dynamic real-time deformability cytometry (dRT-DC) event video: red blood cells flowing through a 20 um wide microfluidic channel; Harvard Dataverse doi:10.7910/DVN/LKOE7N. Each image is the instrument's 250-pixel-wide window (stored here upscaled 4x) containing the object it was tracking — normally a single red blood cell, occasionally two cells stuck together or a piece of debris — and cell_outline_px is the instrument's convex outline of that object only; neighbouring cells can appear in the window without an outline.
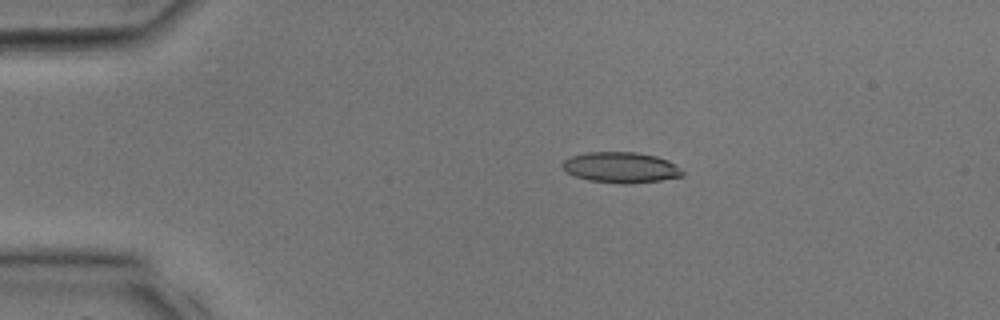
{"species": "common noctule bat (a hibernating species)", "species_latin": "Nyctalus noctula", "temperature_condition": "room temperature", "stored_images_in_passage": 21, "camera_frame_rate_fps": 3000, "um_per_image_px": 0.085, "animal": {"sex": "male", "body_mass_g": 17.9, "forearm_length_mm": 54.2}, "frame": {"image": 1, "passage_image": 6, "time_ms": 1.667, "image_size_px": [1000, 320], "cell_outline_px": [[684, 176], [660, 180], [632, 184], [620, 184], [588, 180], [576, 176], [568, 172], [560, 164], [564, 160], [572, 156], [588, 152], [636, 152], [656, 156], [668, 160], [680, 168], [684, 172]], "centroid_in_image_um": [52.8, 14.24], "position_along_channel_um": 32.2, "area_um2": 21.5}}
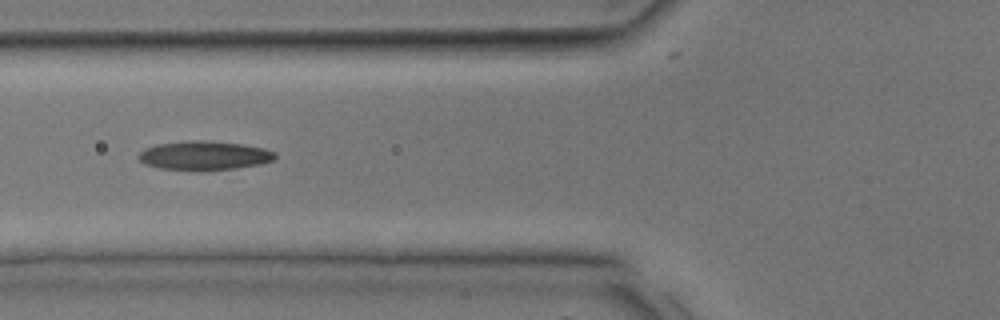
{"frame": {"image": 2, "passage_image": 12, "time_ms": 3.667, "image_size_px": [1000, 320], "cell_outline_px": [[276, 156], [272, 160], [260, 164], [236, 168], [160, 168], [144, 164], [140, 160], [140, 152], [144, 148], [156, 144], [192, 140], [200, 140], [244, 144], [264, 148], [276, 152]], "centroid_in_image_um": [17.38, 13.18], "position_along_channel_um": 108.4, "area_um2": 22.25}}
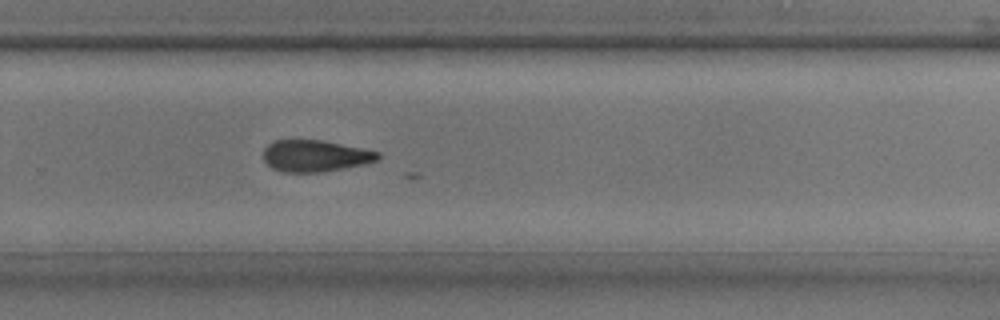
{"frame": {"image": 3, "passage_image": 21, "time_ms": 6.667, "image_size_px": [1000, 320], "cell_outline_px": [[380, 156], [376, 160], [364, 164], [320, 172], [284, 172], [272, 168], [264, 160], [264, 148], [272, 140], [320, 140], [380, 152]], "centroid_in_image_um": [26.75, 13.24], "position_along_channel_um": 303.1, "area_um2": 20.81}}